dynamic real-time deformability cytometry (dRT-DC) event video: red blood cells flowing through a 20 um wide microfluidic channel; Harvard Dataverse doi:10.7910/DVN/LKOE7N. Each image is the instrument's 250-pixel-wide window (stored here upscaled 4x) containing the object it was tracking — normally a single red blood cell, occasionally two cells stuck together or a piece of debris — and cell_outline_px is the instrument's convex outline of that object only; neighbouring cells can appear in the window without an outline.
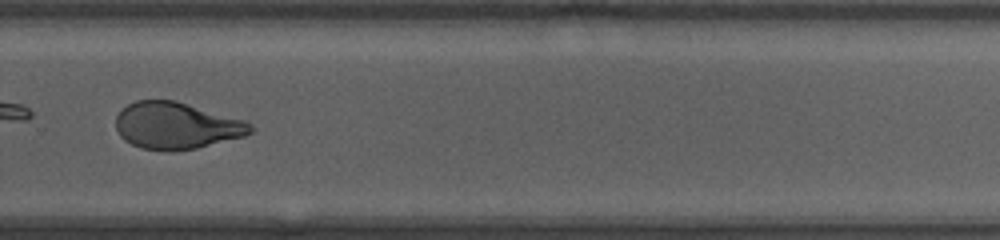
{"species": "human", "species_latin": "Homo sapiens", "temperature_condition": "room temperature", "stored_images_in_passage": 48, "camera_frame_rate_fps": 3000, "um_per_image_px": 0.085, "donor": {"sex": "female"}, "frame": {"image": 1, "passage_image": 35, "time_ms": 11.333, "image_size_px": [1000, 240], "cell_outline_px": [[252, 132], [244, 136], [196, 148], [172, 152], [164, 152], [140, 148], [124, 140], [120, 136], [116, 128], [116, 116], [128, 104], [136, 100], [176, 100], [248, 120], [252, 124]], "centroid_in_image_um": [15.01, 10.68], "position_along_channel_um": 314.8, "area_um2": 37.17}, "authors_computed_cell_mechanics": {"area_um2": 36.7897, "velocity_mm_per_s": 4.2084, "shape_relaxation_time_tau1_ms": 6.4168, "shape_relaxation_time_tau2_ms": 0.8378, "deformation_change_tau1": 0.2202, "deformation_change_tau2": 0.0681}}